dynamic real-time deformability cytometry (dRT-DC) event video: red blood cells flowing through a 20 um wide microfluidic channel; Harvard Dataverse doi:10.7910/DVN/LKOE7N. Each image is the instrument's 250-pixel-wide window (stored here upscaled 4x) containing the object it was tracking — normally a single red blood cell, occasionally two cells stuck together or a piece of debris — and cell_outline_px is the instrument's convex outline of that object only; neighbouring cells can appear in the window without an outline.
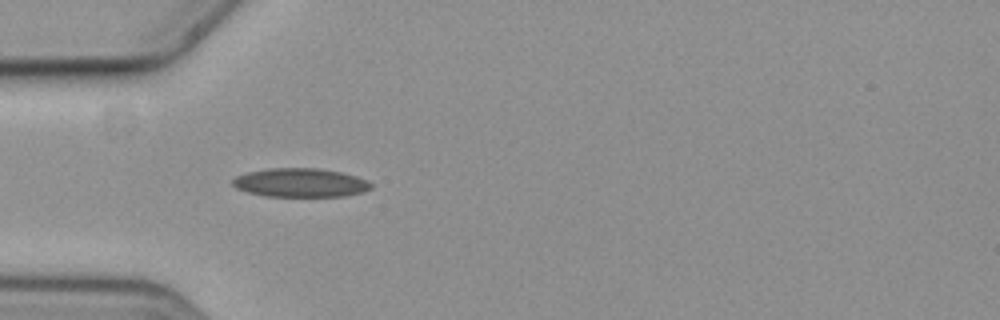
{"species": "common noctule bat (a hibernating species)", "species_latin": "Nyctalus noctula", "temperature_condition": "cold", "stored_images_in_passage": 42, "camera_frame_rate_fps": 3000, "um_per_image_px": 0.085, "animal": {"sex": "female", "body_mass_g": 19.3, "forearm_length_mm": 54.1}, "frame": {"image": 1, "passage_image": 4, "time_ms": 1.0, "image_size_px": [1000, 320], "cell_outline_px": [[372, 188], [364, 192], [344, 196], [264, 196], [248, 192], [236, 188], [232, 184], [232, 180], [236, 176], [248, 172], [268, 168], [316, 168], [340, 172], [356, 176], [368, 180], [372, 184]], "centroid_in_image_um": [25.54, 15.53], "position_along_channel_um": 59.5, "area_um2": 23.24}}
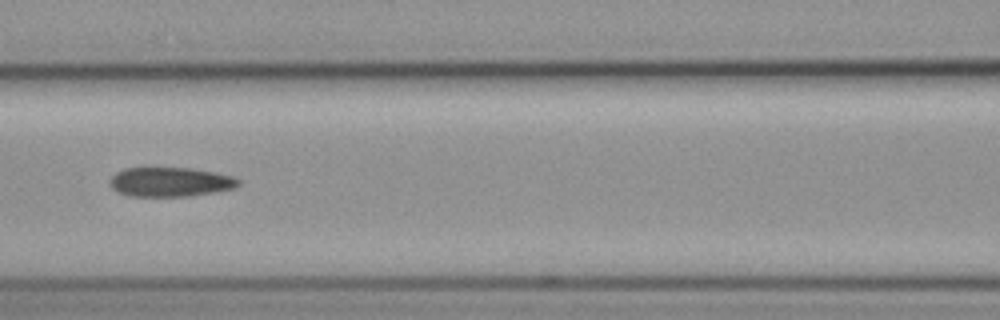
{"frame": {"image": 2, "passage_image": 12, "time_ms": 3.667, "image_size_px": [1000, 320], "cell_outline_px": [[240, 184], [232, 188], [212, 192], [188, 196], [128, 196], [112, 188], [108, 184], [112, 176], [116, 172], [124, 168], [192, 168], [216, 172], [232, 176], [240, 180]], "centroid_in_image_um": [14.45, 15.46], "position_along_channel_um": 152.2, "area_um2": 21.91}}
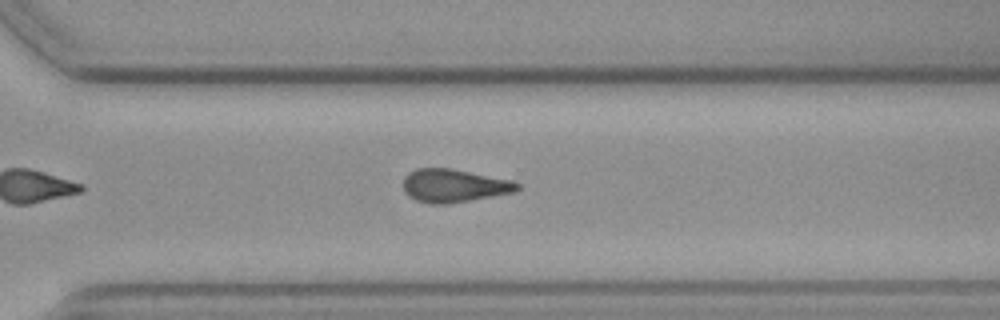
{"frame": {"image": 3, "passage_image": 27, "time_ms": 8.667, "image_size_px": [1000, 320], "cell_outline_px": [[520, 188], [516, 192], [448, 204], [432, 204], [416, 200], [408, 196], [404, 192], [404, 176], [408, 172], [416, 168], [452, 168], [512, 180], [520, 184]], "centroid_in_image_um": [38.59, 15.78], "position_along_channel_um": 332.0, "area_um2": 22.25}, "authors_computed_cell_mechanics": {"area_um2": 22.0218, "velocity_mm_per_s": 3.6084, "shape_relaxation_time_tau1_ms": null, "shape_relaxation_time_tau2_ms": 6.4691, "deformation_change_tau1": null, "deformation_change_tau2": 0.1321}}